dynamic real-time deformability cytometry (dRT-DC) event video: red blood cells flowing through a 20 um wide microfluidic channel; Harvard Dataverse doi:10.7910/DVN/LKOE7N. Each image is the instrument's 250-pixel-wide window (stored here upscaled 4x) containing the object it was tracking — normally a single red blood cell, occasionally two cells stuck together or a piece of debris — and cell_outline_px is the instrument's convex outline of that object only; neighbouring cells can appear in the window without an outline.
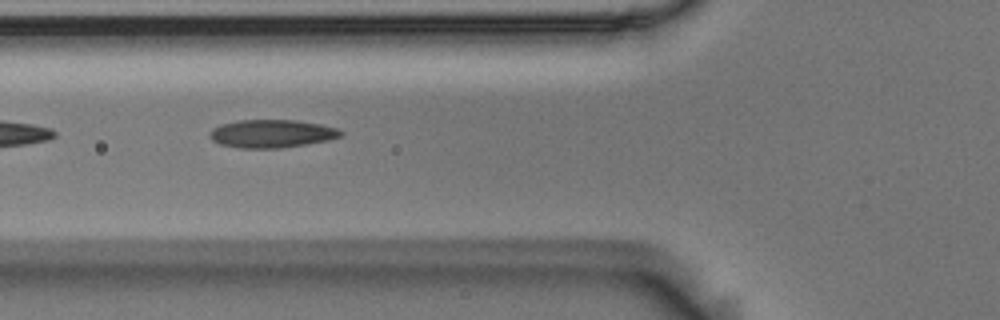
{"species": "Egyptian fruit bat (a non-hibernating species)", "species_latin": "Rousettus aegyptiacus", "temperature_condition": "room temperature", "stored_images_in_passage": 4, "camera_frame_rate_fps": 3000, "um_per_image_px": 0.085, "animal": {"sex": "male"}, "frame": {"image": 1, "passage_image": 2, "time_ms": 0.333, "image_size_px": [1000, 320], "cell_outline_px": [[344, 132], [340, 136], [328, 140], [280, 148], [240, 148], [220, 144], [212, 140], [208, 136], [208, 132], [212, 128], [220, 124], [240, 120], [296, 120], [320, 124], [336, 128]], "centroid_in_image_um": [23.04, 11.35], "position_along_channel_um": 102.8, "area_um2": 21.39}}
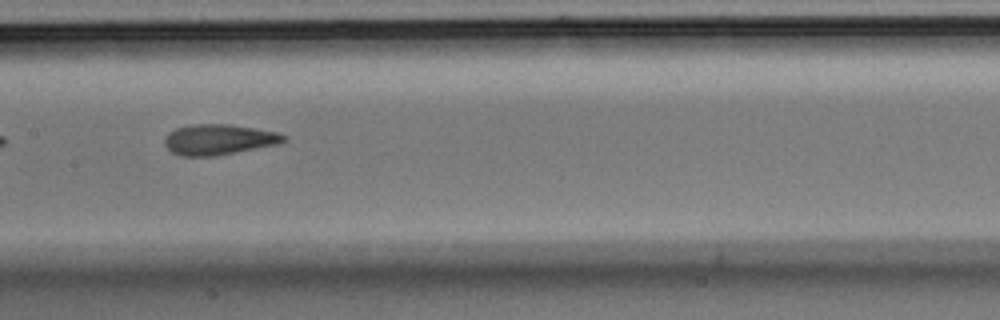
{"frame": {"image": 2, "passage_image": 4, "time_ms": 1.0, "image_size_px": [1000, 320], "cell_outline_px": [[288, 136], [280, 144], [216, 156], [180, 156], [172, 152], [164, 144], [164, 140], [176, 128], [192, 124], [228, 124], [276, 132]], "centroid_in_image_um": [18.61, 11.87], "position_along_channel_um": 188.8, "area_um2": 21.04}}